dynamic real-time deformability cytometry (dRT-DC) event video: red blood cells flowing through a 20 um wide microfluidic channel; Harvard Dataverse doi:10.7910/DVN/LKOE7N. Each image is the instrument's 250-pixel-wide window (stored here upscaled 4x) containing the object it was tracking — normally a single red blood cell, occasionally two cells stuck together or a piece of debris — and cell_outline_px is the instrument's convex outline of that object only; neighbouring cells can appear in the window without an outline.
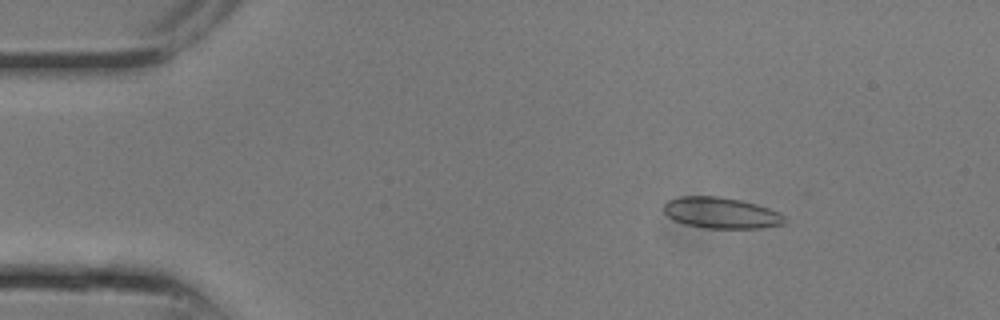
{"species": "common noctule bat (a hibernating species)", "species_latin": "Nyctalus noctula", "temperature_condition": "room temperature", "stored_images_in_passage": 9, "camera_frame_rate_fps": 3000, "um_per_image_px": 0.085, "animal": {"sex": "male", "body_mass_g": 13.3}, "frame": {"image": 1, "passage_image": 4, "time_ms": 1.0, "image_size_px": [1000, 320], "cell_outline_px": [[784, 224], [760, 228], [704, 228], [684, 224], [668, 216], [664, 212], [664, 204], [668, 200], [680, 196], [716, 196], [740, 200], [756, 204], [780, 212], [784, 216]], "centroid_in_image_um": [61.29, 18.09], "position_along_channel_um": 23.7, "area_um2": 21.79}}
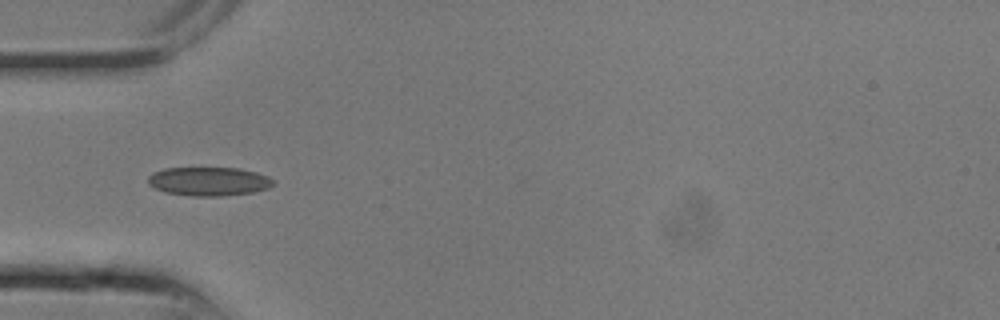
{"frame": {"image": 2, "passage_image": 8, "time_ms": 2.333, "image_size_px": [1000, 320], "cell_outline_px": [[276, 184], [268, 188], [252, 192], [220, 196], [192, 196], [164, 192], [148, 184], [148, 176], [152, 172], [164, 168], [240, 168], [256, 172], [268, 176], [276, 180]], "centroid_in_image_um": [17.77, 15.41], "position_along_channel_um": 67.2, "area_um2": 21.15}}